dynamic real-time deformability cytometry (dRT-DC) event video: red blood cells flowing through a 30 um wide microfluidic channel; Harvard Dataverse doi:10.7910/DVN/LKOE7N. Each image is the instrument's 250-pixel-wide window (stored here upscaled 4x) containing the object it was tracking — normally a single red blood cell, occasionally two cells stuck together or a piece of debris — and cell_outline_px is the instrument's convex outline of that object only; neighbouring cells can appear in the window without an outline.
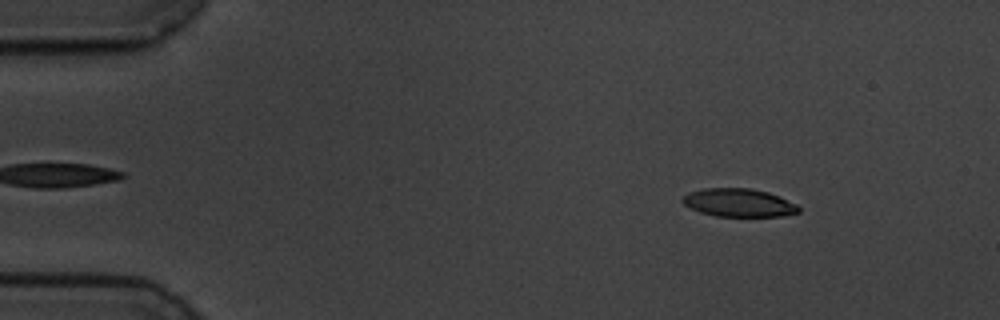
{"species": "common noctule bat (a hibernating species)", "species_latin": "Nyctalus noctula", "temperature_condition": "cold", "stored_images_in_passage": 57, "camera_frame_rate_fps": 3000, "um_per_image_px": 0.085, "animal": {"sex": "male", "body_mass_g": 19.5, "forearm_length_mm": 54.6}, "frame": {"image": 1, "passage_image": 7, "time_ms": 2.0, "image_size_px": [1000, 320], "cell_outline_px": [[800, 212], [784, 216], [716, 216], [700, 212], [684, 204], [680, 200], [684, 196], [692, 192], [704, 188], [752, 188], [768, 192], [780, 196], [796, 204], [800, 208]], "centroid_in_image_um": [62.84, 17.23], "position_along_channel_um": 22.2, "area_um2": 19.02}}
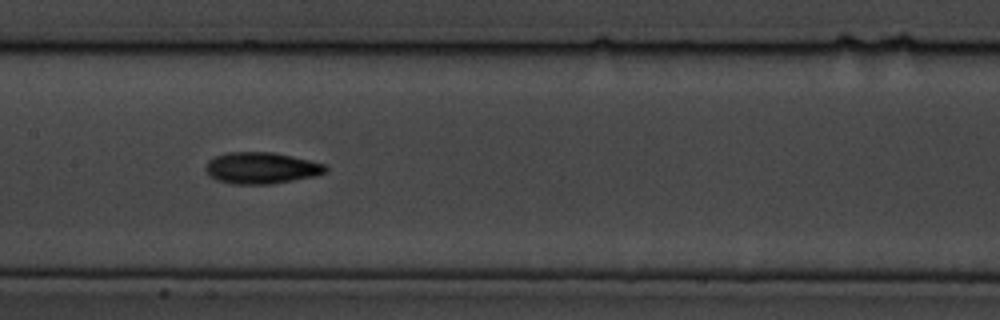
{"frame": {"image": 2, "passage_image": 28, "time_ms": 9.0, "image_size_px": [1000, 320], "cell_outline_px": [[328, 172], [316, 176], [272, 184], [232, 184], [216, 180], [208, 176], [204, 168], [208, 160], [216, 156], [228, 152], [272, 152], [292, 156], [324, 164], [328, 168]], "centroid_in_image_um": [22.19, 14.29], "position_along_channel_um": 185.2, "area_um2": 22.2}}
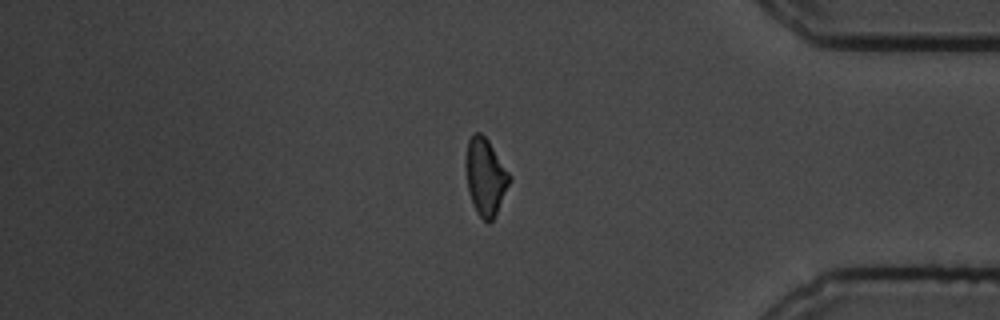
{"frame": {"image": 3, "passage_image": 48, "time_ms": 15.667, "image_size_px": [1000, 320], "cell_outline_px": [[512, 180], [492, 220], [488, 224], [476, 212], [472, 204], [468, 192], [468, 140], [476, 132], [480, 132], [488, 140], [512, 176]], "centroid_in_image_um": [41.31, 15.06], "position_along_channel_um": 393.9, "area_um2": 19.02}, "authors_computed_cell_mechanics": {"area_um2": 20.1144, "velocity_mm_per_s": 3.4991, "shape_relaxation_time_tau1_ms": 4.5909, "shape_relaxation_time_tau2_ms": 4.8135, "deformation_change_tau1": 0.1393, "deformation_change_tau2": 0.122}}